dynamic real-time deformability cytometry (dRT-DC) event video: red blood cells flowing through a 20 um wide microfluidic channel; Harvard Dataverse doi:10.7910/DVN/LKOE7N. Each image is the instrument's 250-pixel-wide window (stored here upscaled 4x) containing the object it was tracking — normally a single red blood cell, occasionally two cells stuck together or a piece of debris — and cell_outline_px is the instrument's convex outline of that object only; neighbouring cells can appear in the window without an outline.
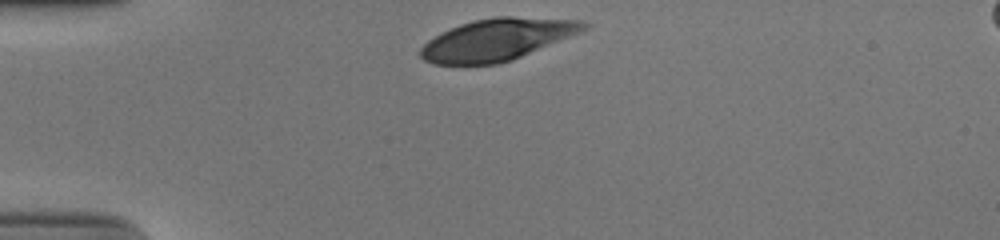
{"species": "human", "species_latin": "Homo sapiens", "temperature_condition": "cold", "stored_images_in_passage": 31, "camera_frame_rate_fps": 3000, "um_per_image_px": 0.085, "donor": {"sex": "male"}, "frame": {"image": 1, "passage_image": 1, "time_ms": 0.0, "image_size_px": [1000, 240], "cell_outline_px": [[592, 24], [588, 28], [580, 32], [512, 60], [496, 64], [432, 64], [424, 60], [420, 56], [420, 48], [428, 40], [440, 32], [460, 24], [472, 20], [496, 16], [512, 16], [584, 20]], "centroid_in_image_um": [42.26, 3.34], "position_along_channel_um": 42.7, "area_um2": 39.88}}
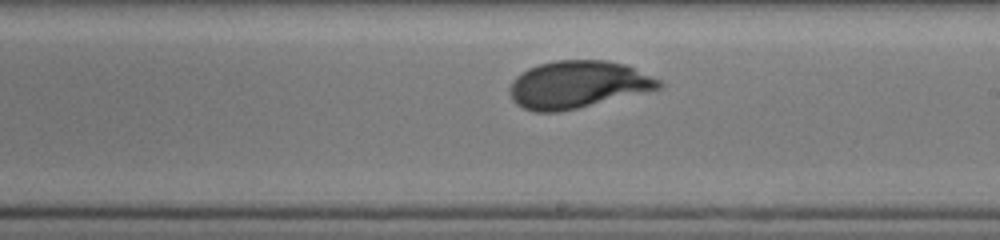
{"frame": {"image": 2, "passage_image": 19, "time_ms": 6.0, "image_size_px": [1000, 240], "cell_outline_px": [[664, 84], [660, 88], [576, 108], [556, 112], [536, 112], [524, 108], [516, 104], [512, 100], [512, 84], [516, 76], [528, 68], [540, 64], [556, 60], [608, 60], [624, 64], [660, 80]], "centroid_in_image_um": [49.1, 7.17], "position_along_channel_um": 239.9, "area_um2": 40.4}}
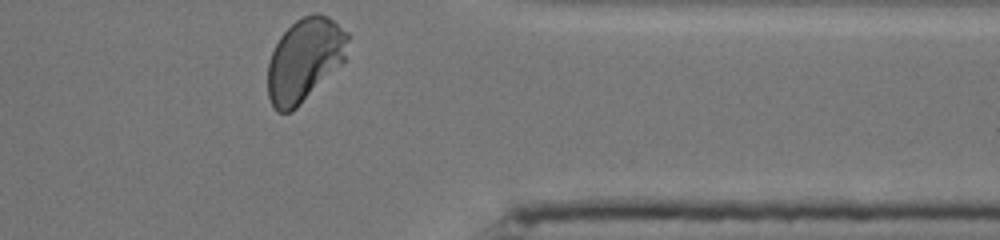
{"frame": {"image": 3, "passage_image": 31, "time_ms": 10.0, "image_size_px": [1000, 240], "cell_outline_px": [[348, 40], [344, 64], [292, 112], [280, 112], [272, 104], [268, 96], [268, 64], [272, 52], [280, 36], [296, 20], [304, 16], [316, 12], [328, 16], [348, 32]], "centroid_in_image_um": [25.92, 5.09], "position_along_channel_um": 385.5, "area_um2": 39.02}, "authors_computed_cell_mechanics": {"area_um2": 40.4022, "velocity_mm_per_s": 3.8559, "shape_relaxation_time_tau1_ms": 3.0814, "shape_relaxation_time_tau2_ms": null, "deformation_change_tau1": 0.1545, "deformation_change_tau2": null}}